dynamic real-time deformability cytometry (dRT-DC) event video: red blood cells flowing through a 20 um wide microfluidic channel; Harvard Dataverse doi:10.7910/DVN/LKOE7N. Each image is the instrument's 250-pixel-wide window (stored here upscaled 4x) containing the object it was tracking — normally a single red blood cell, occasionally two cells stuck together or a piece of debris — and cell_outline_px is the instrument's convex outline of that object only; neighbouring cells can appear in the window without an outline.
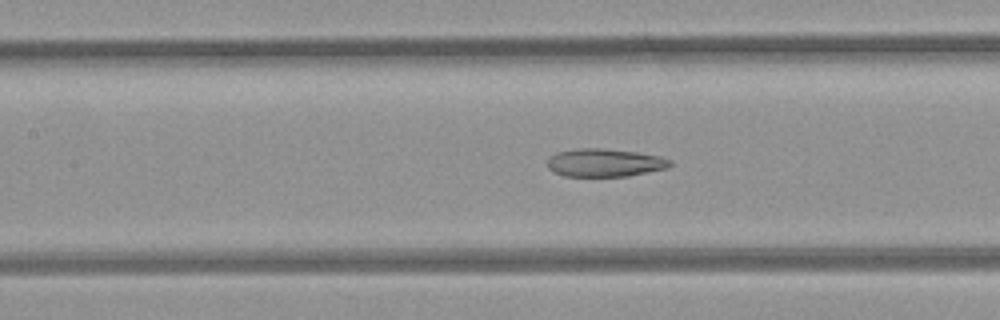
{"species": "common noctule bat (a hibernating species)", "species_latin": "Nyctalus noctula", "temperature_condition": "room temperature", "stored_images_in_passage": 47, "camera_frame_rate_fps": 3000, "um_per_image_px": 0.085, "animal": {"sex": "female", "body_mass_g": 21.9}, "frame": {"image": 1, "passage_image": 18, "time_ms": 5.667, "image_size_px": [1000, 320], "cell_outline_px": [[672, 164], [668, 168], [628, 176], [564, 176], [552, 172], [548, 168], [548, 156], [556, 152], [580, 148], [600, 148], [636, 152], [660, 156], [672, 160]], "centroid_in_image_um": [51.39, 13.83], "position_along_channel_um": 156.0, "area_um2": 20.17}}
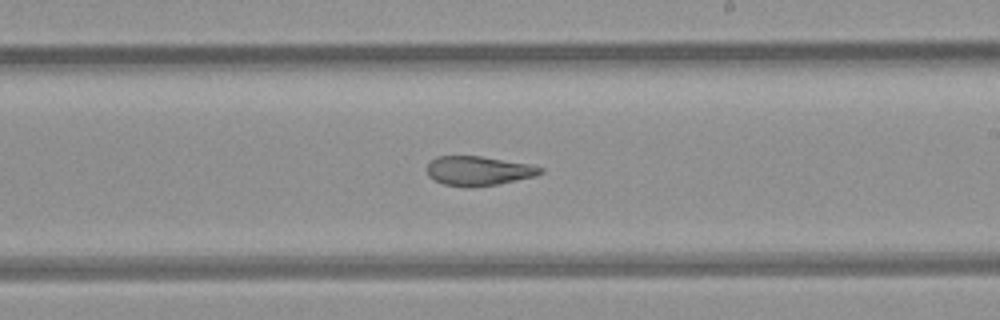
{"frame": {"image": 2, "passage_image": 25, "time_ms": 8.0, "image_size_px": [1000, 320], "cell_outline_px": [[544, 172], [536, 176], [496, 184], [472, 188], [468, 188], [444, 184], [432, 180], [428, 176], [428, 160], [436, 156], [480, 156], [528, 164], [544, 168]], "centroid_in_image_um": [40.63, 14.53], "position_along_channel_um": 248.4, "area_um2": 19.54}}
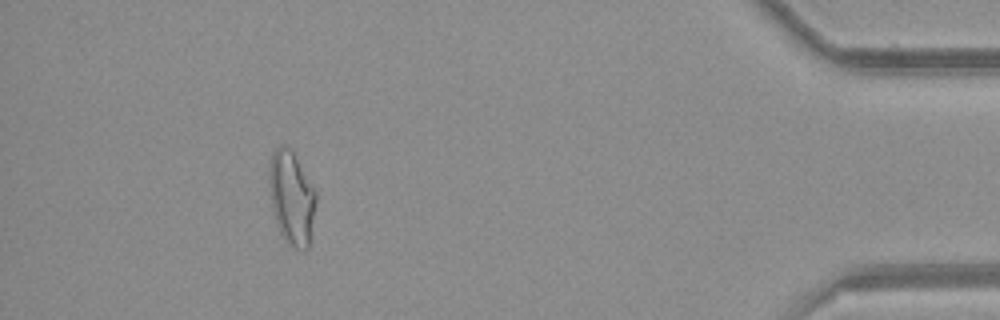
{"frame": {"image": 3, "passage_image": 42, "time_ms": 13.667, "image_size_px": [1000, 320], "cell_outline_px": [[316, 204], [308, 248], [296, 248], [288, 244], [284, 240], [280, 232], [272, 212], [268, 164], [272, 152], [280, 144], [284, 144], [292, 152], [316, 192]], "centroid_in_image_um": [24.76, 16.81], "position_along_channel_um": 410.4, "area_um2": 25.2}, "authors_computed_cell_mechanics": {"area_um2": 22.3108, "velocity_mm_per_s": 3.9614, "shape_relaxation_time_tau1_ms": null, "shape_relaxation_time_tau2_ms": 2.3033, "deformation_change_tau1": null, "deformation_change_tau2": 0.106}}